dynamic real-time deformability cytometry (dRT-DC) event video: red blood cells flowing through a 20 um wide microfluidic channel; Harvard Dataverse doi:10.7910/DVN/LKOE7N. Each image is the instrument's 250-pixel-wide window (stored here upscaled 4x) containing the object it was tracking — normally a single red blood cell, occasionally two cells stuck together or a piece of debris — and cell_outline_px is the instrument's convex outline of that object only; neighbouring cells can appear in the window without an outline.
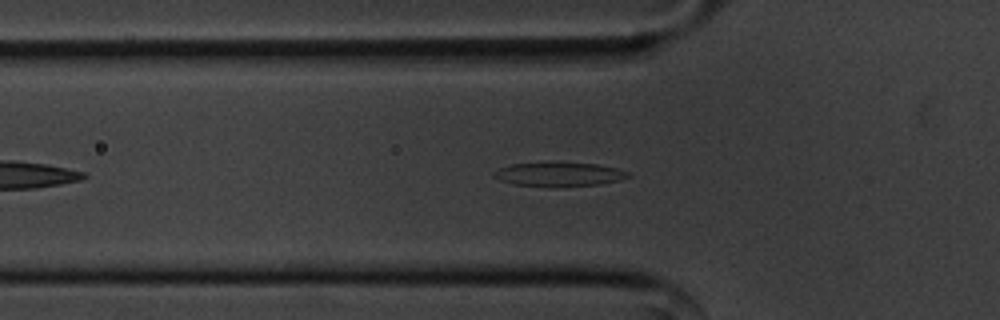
{"species": "common noctule bat (a hibernating species)", "species_latin": "Nyctalus noctula", "temperature_condition": "cold", "stored_images_in_passage": 40, "camera_frame_rate_fps": 3000, "um_per_image_px": 0.085, "animal": {"sex": "male", "body_mass_g": 20.1, "forearm_length_mm": 53.5}, "frame": {"image": 1, "passage_image": 9, "time_ms": 2.667, "image_size_px": [1000, 320], "cell_outline_px": [[632, 176], [620, 180], [600, 184], [556, 188], [516, 184], [500, 180], [492, 176], [492, 172], [500, 168], [512, 164], [556, 160], [596, 164], [616, 168], [628, 172]], "centroid_in_image_um": [47.52, 14.79], "position_along_channel_um": 78.3, "area_um2": 19.65}}
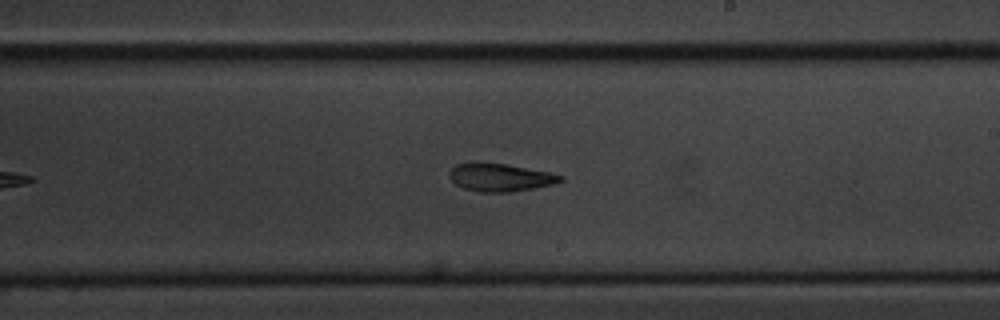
{"frame": {"image": 2, "passage_image": 23, "time_ms": 7.333, "image_size_px": [1000, 320], "cell_outline_px": [[564, 180], [556, 184], [508, 192], [480, 192], [464, 188], [456, 184], [448, 176], [448, 172], [456, 164], [472, 160], [480, 160], [552, 172], [564, 176]], "centroid_in_image_um": [42.49, 15.04], "position_along_channel_um": 246.5, "area_um2": 18.55}}
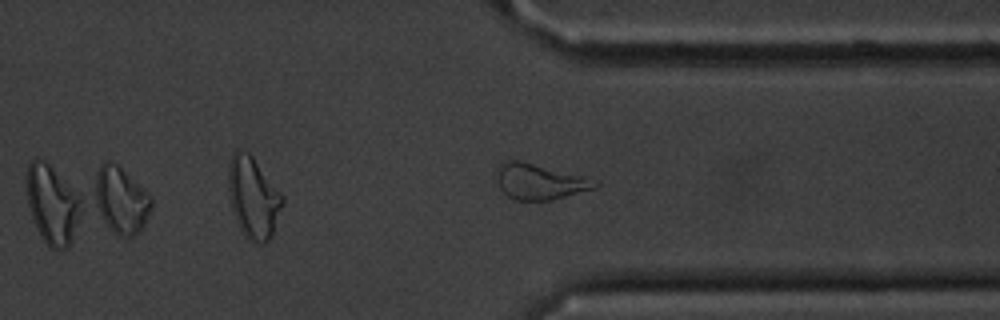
{"frame": {"image": 3, "passage_image": 33, "time_ms": 10.667, "image_size_px": [1000, 320], "cell_outline_px": [[600, 184], [596, 188], [552, 200], [516, 200], [508, 196], [500, 188], [496, 176], [496, 172], [500, 164], [508, 160], [520, 160], [600, 180]], "centroid_in_image_um": [45.91, 15.43], "position_along_channel_um": 365.5, "area_um2": 20.52}, "authors_computed_cell_mechanics": {"area_um2": 18.9295, "velocity_mm_per_s": 3.5864, "shape_relaxation_time_tau1_ms": 4.7116, "shape_relaxation_time_tau2_ms": 6.106, "deformation_change_tau1": 0.1535, "deformation_change_tau2": 0.1666}}